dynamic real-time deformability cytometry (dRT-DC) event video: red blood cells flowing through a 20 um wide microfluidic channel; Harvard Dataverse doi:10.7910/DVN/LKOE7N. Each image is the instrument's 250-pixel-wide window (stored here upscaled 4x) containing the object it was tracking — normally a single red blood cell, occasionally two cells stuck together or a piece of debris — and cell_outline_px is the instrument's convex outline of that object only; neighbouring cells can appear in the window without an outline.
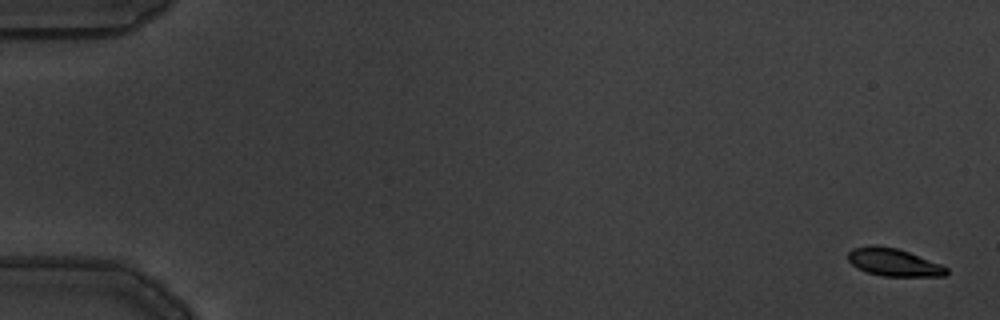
{"species": "common noctule bat (a hibernating species)", "species_latin": "Nyctalus noctula", "temperature_condition": "warm", "stored_images_in_passage": 7, "camera_frame_rate_fps": 3000, "um_per_image_px": 0.085, "animal": {"sex": "male", "body_mass_g": 19.5, "forearm_length_mm": 54.6}, "frame": {"image": 1, "passage_image": 1, "time_ms": 0.0, "image_size_px": [1000, 320], "cell_outline_px": [[948, 272], [944, 276], [884, 276], [868, 272], [852, 264], [848, 260], [848, 252], [852, 248], [872, 244], [876, 244], [896, 248], [908, 252], [940, 264], [948, 268]], "centroid_in_image_um": [75.94, 22.28], "position_along_channel_um": 9.1, "area_um2": 15.72}}
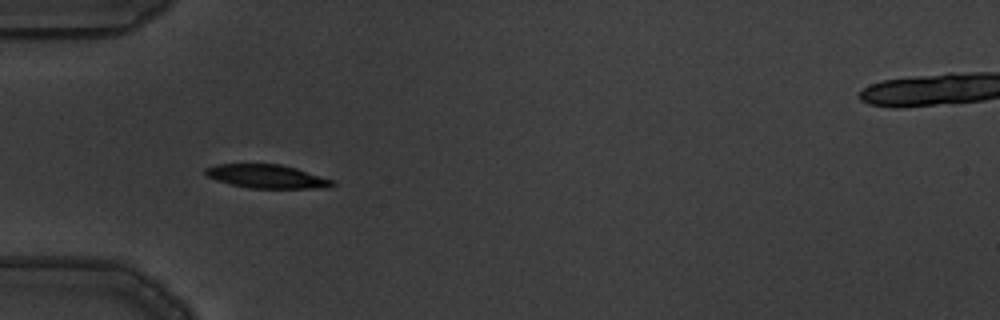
{"frame": {"image": 2, "passage_image": 5, "time_ms": 1.333, "image_size_px": [1000, 320], "cell_outline_px": [[148, 284], [144, 284], [20, 268], [20, 264], [96, 260], [120, 260], [132, 264], [144, 272], [148, 276]], "centroid_in_image_um": [8.04, 22.94], "position_along_channel_um": 77.0, "area_um2": 12.66}}